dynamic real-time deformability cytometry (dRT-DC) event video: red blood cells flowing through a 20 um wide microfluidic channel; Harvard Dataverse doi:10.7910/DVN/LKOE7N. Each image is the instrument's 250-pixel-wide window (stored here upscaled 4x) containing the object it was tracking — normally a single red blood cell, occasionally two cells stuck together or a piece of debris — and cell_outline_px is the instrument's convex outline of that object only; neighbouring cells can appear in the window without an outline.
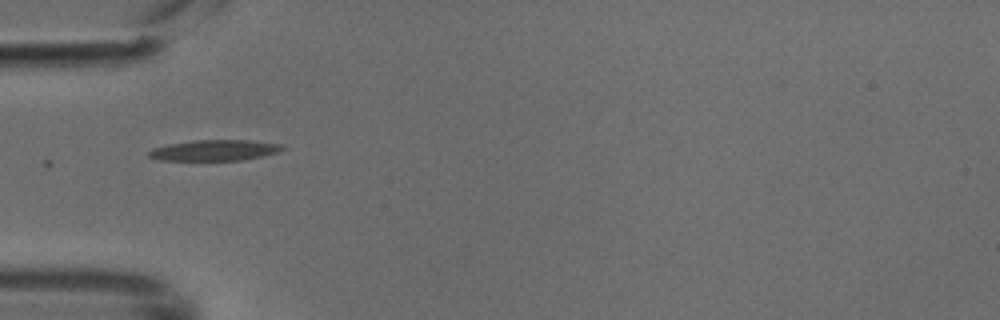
{"species": "common noctule bat (a hibernating species)", "species_latin": "Nyctalus noctula", "temperature_condition": "cold", "stored_images_in_passage": 10, "camera_frame_rate_fps": 3000, "um_per_image_px": 0.085, "animal": {"sex": "male", "body_mass_g": 18.8}, "frame": {"image": 1, "passage_image": 1, "time_ms": 0.0, "image_size_px": [1000, 320], "cell_outline_px": [[284, 148], [280, 152], [240, 160], [160, 160], [148, 156], [148, 152], [152, 148], [168, 144], [192, 140], [248, 140], [280, 144]], "centroid_in_image_um": [18.2, 12.77], "position_along_channel_um": 66.8, "area_um2": 16.07}}
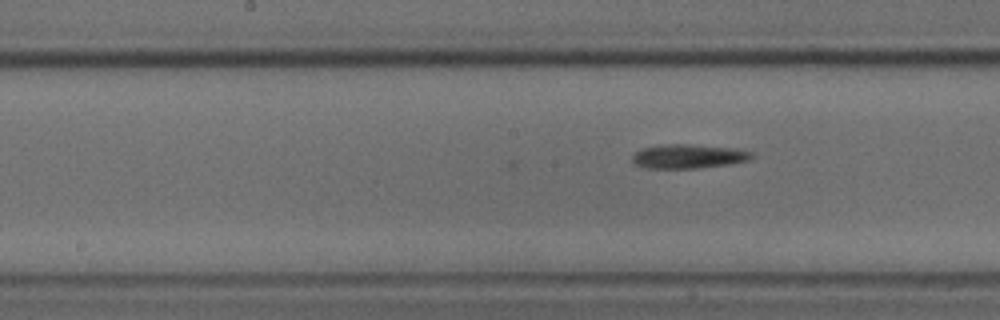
{"frame": {"image": 2, "passage_image": 10, "time_ms": 3.0, "image_size_px": [1000, 320], "cell_outline_px": [[756, 156], [748, 160], [732, 164], [696, 168], [644, 168], [636, 164], [632, 160], [632, 156], [640, 148], [664, 144], [684, 144], [736, 148], [752, 152]], "centroid_in_image_um": [58.53, 13.28], "position_along_channel_um": 189.7, "area_um2": 16.88}}